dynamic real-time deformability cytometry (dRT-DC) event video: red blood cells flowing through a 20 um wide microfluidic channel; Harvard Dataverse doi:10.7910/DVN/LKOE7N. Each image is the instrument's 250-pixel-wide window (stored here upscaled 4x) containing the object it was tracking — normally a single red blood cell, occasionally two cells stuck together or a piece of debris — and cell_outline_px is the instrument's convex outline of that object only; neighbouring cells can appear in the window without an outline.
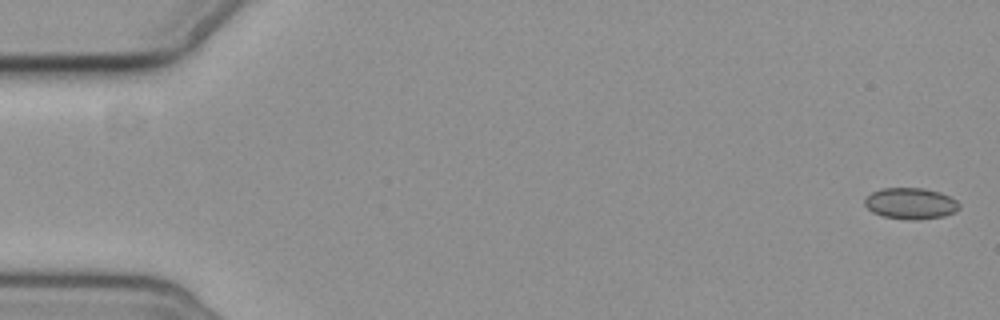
{"species": "common noctule bat (a hibernating species)", "species_latin": "Nyctalus noctula", "temperature_condition": "cold", "stored_images_in_passage": 6, "camera_frame_rate_fps": 3000, "um_per_image_px": 0.085, "animal": {"sex": "female", "body_mass_g": 19.3, "forearm_length_mm": 54.1}, "frame": {"image": 1, "passage_image": 1, "time_ms": 0.0, "image_size_px": [1000, 320], "cell_outline_px": [[960, 208], [944, 216], [916, 220], [908, 220], [884, 216], [872, 212], [864, 204], [864, 200], [872, 192], [880, 188], [924, 188], [940, 192], [956, 200], [960, 204]], "centroid_in_image_um": [77.4, 17.29], "position_along_channel_um": 7.6, "area_um2": 17.17}}
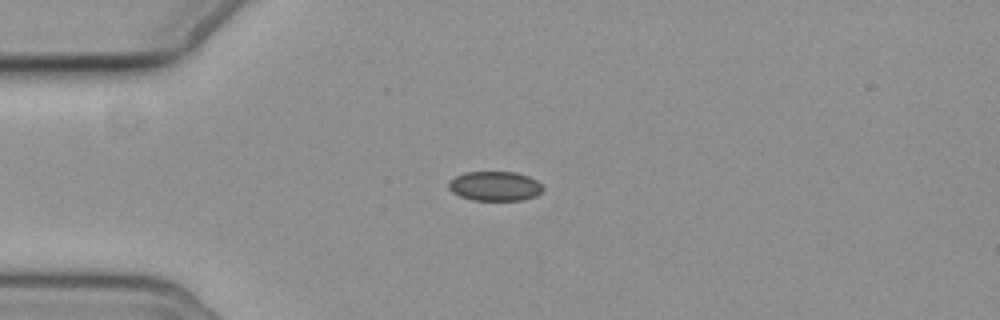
{"frame": {"image": 2, "passage_image": 5, "time_ms": 4.667, "image_size_px": [1000, 320], "cell_outline_px": [[544, 188], [536, 196], [520, 200], [472, 200], [460, 196], [452, 192], [448, 188], [448, 184], [456, 176], [464, 172], [516, 172], [528, 176], [536, 180]], "centroid_in_image_um": [42.06, 15.82], "position_along_channel_um": 42.9, "area_um2": 16.13}}